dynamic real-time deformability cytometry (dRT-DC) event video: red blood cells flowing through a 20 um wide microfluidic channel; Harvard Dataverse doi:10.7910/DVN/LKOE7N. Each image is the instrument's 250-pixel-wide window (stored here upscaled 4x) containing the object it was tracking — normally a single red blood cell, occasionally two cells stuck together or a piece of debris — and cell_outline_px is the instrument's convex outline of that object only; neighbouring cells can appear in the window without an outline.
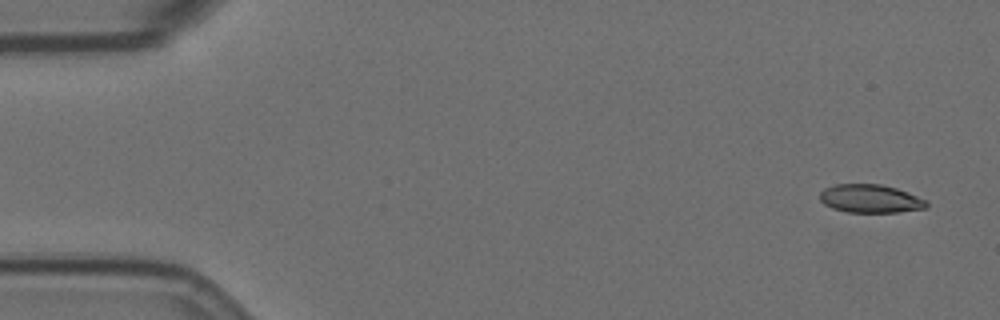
{"species": "Egyptian fruit bat (a non-hibernating species)", "species_latin": "Rousettus aegyptiacus", "temperature_condition": "room temperature", "stored_images_in_passage": 55, "camera_frame_rate_fps": 3000, "um_per_image_px": 0.085, "animal": {"sex": "female"}, "frame": {"image": 1, "passage_image": 1, "time_ms": 0.0, "image_size_px": [1000, 320], "cell_outline_px": [[928, 208], [900, 212], [848, 212], [832, 208], [824, 204], [820, 200], [820, 192], [824, 188], [836, 184], [880, 184], [896, 188], [928, 200]], "centroid_in_image_um": [74.0, 16.89], "position_along_channel_um": 11.0, "area_um2": 17.69}}
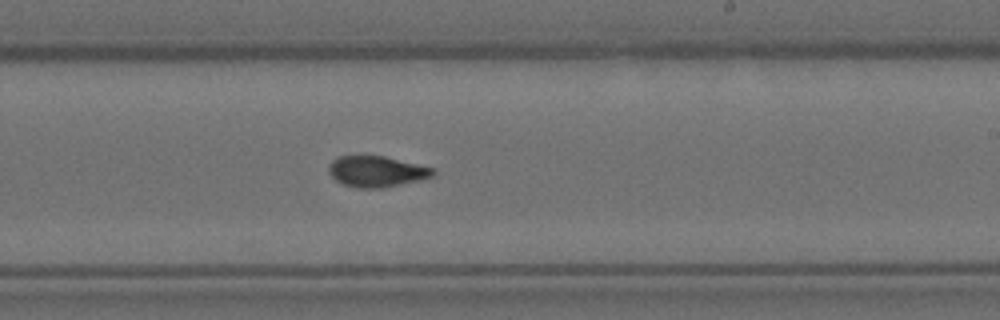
{"frame": {"image": 2, "passage_image": 32, "time_ms": 10.333, "image_size_px": [1000, 320], "cell_outline_px": [[436, 172], [432, 176], [416, 180], [380, 188], [356, 188], [344, 184], [336, 180], [328, 172], [328, 168], [332, 160], [340, 156], [384, 156], [432, 168]], "centroid_in_image_um": [31.95, 14.57], "position_along_channel_um": 257.0, "area_um2": 18.32}}
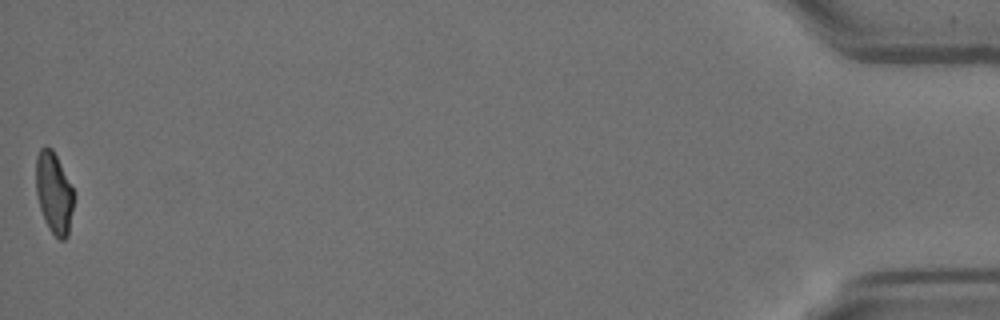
{"frame": {"image": 3, "passage_image": 55, "time_ms": 18.0, "image_size_px": [1000, 320], "cell_outline_px": [[76, 192], [68, 236], [64, 240], [60, 240], [52, 232], [44, 220], [40, 208], [36, 192], [36, 156], [40, 148], [44, 144], [52, 148]], "centroid_in_image_um": [4.61, 16.37], "position_along_channel_um": 430.6, "area_um2": 18.32}, "authors_computed_cell_mechanics": {"area_um2": 18.5538, "velocity_mm_per_s": 3.5753, "shape_relaxation_time_tau1_ms": 4.5834, "shape_relaxation_time_tau2_ms": 1.5076, "deformation_change_tau1": 0.1735, "deformation_change_tau2": 0.0685}}